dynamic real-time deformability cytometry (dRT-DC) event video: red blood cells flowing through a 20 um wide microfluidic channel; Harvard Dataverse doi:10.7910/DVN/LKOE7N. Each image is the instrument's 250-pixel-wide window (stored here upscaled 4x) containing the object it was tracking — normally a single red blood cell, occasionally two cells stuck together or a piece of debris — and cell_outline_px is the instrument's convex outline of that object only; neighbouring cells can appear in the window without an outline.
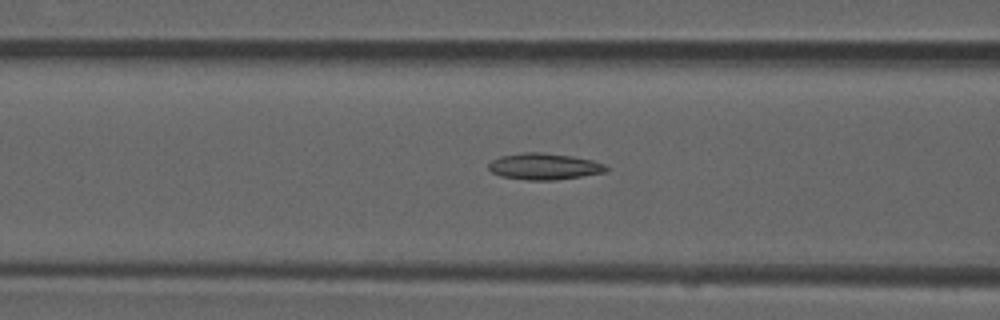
{"species": "common noctule bat (a hibernating species)", "species_latin": "Nyctalus noctula", "temperature_condition": "room temperature", "stored_images_in_passage": 51, "camera_frame_rate_fps": 3000, "um_per_image_px": 0.085, "animal": {"sex": "male", "forearm_length_mm": 52.5}, "frame": {"image": 1, "passage_image": 20, "time_ms": 6.333, "image_size_px": [1000, 320], "cell_outline_px": [[608, 168], [604, 172], [556, 180], [528, 180], [500, 176], [492, 172], [488, 168], [488, 164], [492, 160], [500, 156], [524, 152], [540, 152], [572, 156], [592, 160], [604, 164]], "centroid_in_image_um": [46.22, 14.14], "position_along_channel_um": 120.4, "area_um2": 17.98}}
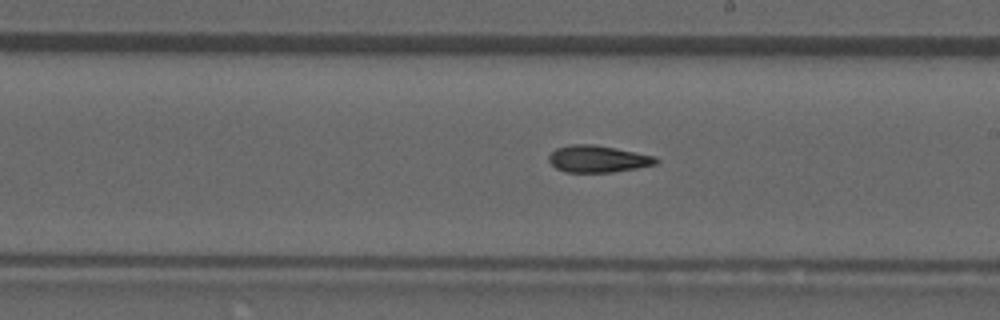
{"frame": {"image": 2, "passage_image": 29, "time_ms": 9.333, "image_size_px": [1000, 320], "cell_outline_px": [[660, 160], [656, 164], [636, 168], [612, 172], [564, 172], [556, 168], [548, 160], [548, 156], [556, 148], [568, 144], [592, 144], [616, 148], [656, 156]], "centroid_in_image_um": [50.81, 13.5], "position_along_channel_um": 238.2, "area_um2": 16.88}}
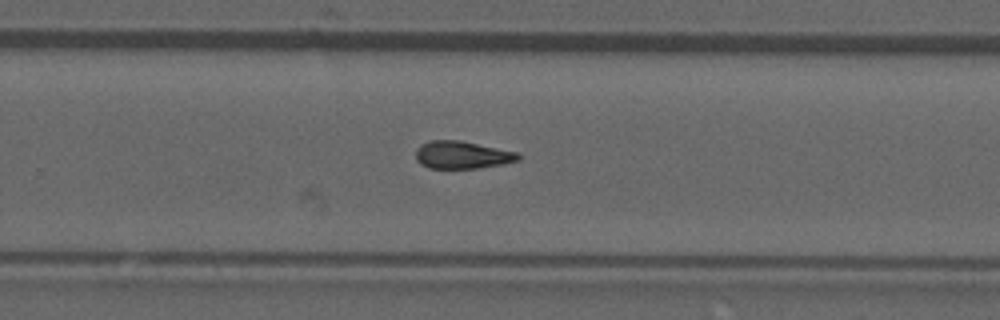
{"frame": {"image": 3, "passage_image": 33, "time_ms": 10.667, "image_size_px": [1000, 320], "cell_outline_px": [[520, 160], [504, 164], [480, 168], [428, 168], [420, 164], [416, 160], [416, 148], [420, 144], [432, 140], [460, 140], [516, 152], [520, 156]], "centroid_in_image_um": [39.26, 13.17], "position_along_channel_um": 290.5, "area_um2": 16.53}, "authors_computed_cell_mechanics": {"area_um2": 17.1088, "velocity_mm_per_s": 3.9417, "shape_relaxation_time_tau1_ms": null, "shape_relaxation_time_tau2_ms": 4.4278, "deformation_change_tau1": null, "deformation_change_tau2": 0.1288}}